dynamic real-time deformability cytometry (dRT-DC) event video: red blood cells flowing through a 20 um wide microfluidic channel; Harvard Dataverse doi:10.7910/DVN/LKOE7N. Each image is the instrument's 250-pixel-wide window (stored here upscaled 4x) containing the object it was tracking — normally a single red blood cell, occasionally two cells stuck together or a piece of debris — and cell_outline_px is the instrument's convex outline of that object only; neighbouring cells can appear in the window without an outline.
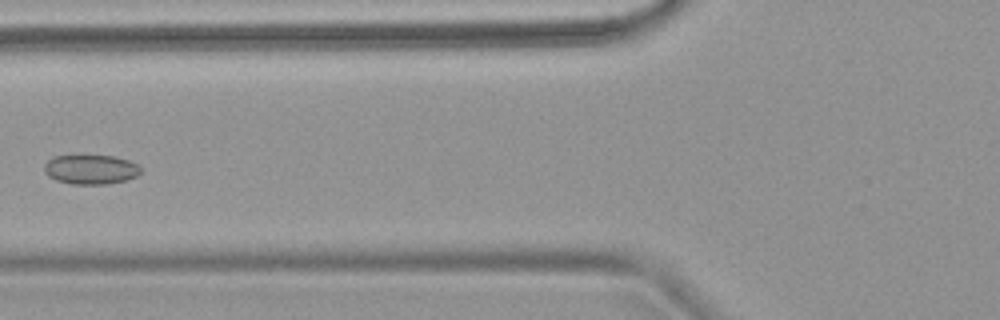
{"species": "common noctule bat (a hibernating species)", "species_latin": "Nyctalus noctula", "temperature_condition": "warm", "stored_images_in_passage": 6, "camera_frame_rate_fps": 3000, "um_per_image_px": 0.085, "animal": {"sex": "female", "body_mass_g": 18.4}, "frame": {"image": 1, "passage_image": 5, "time_ms": 5.667, "image_size_px": [1000, 320], "cell_outline_px": [[140, 172], [136, 176], [124, 180], [108, 184], [72, 184], [56, 180], [48, 176], [44, 172], [44, 164], [52, 156], [116, 156], [128, 160], [136, 164], [140, 168]], "centroid_in_image_um": [7.68, 14.4], "position_along_channel_um": 118.1, "area_um2": 16.47}}
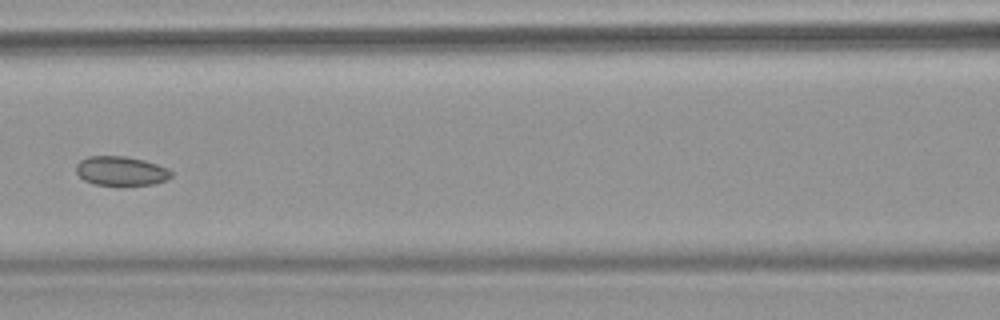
{"frame": {"image": 2, "passage_image": 6, "time_ms": 6.667, "image_size_px": [1000, 320], "cell_outline_px": [[172, 176], [156, 184], [92, 184], [84, 180], [76, 172], [76, 164], [80, 160], [88, 156], [124, 156], [144, 160], [168, 168], [172, 172]], "centroid_in_image_um": [10.27, 14.51], "position_along_channel_um": 156.3, "area_um2": 16.01}}